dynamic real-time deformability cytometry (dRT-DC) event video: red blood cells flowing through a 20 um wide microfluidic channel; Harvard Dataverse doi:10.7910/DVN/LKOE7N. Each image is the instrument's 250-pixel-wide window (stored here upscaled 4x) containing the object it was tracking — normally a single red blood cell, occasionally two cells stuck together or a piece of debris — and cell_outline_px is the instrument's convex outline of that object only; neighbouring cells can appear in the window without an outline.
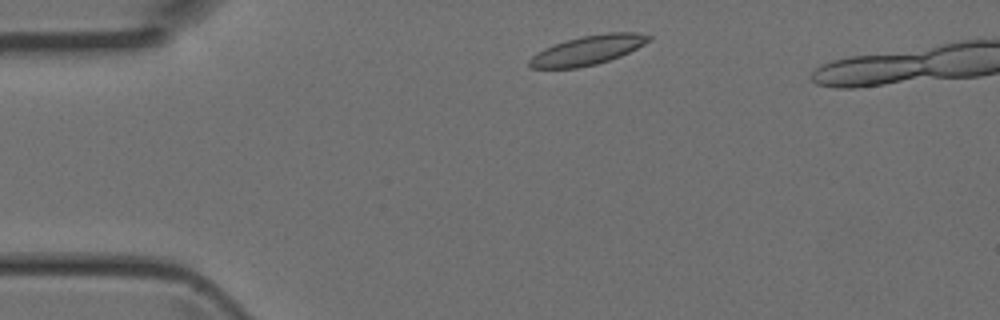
{"species": "Egyptian fruit bat (a non-hibernating species)", "species_latin": "Rousettus aegyptiacus", "temperature_condition": "room temperature", "stored_images_in_passage": 4, "segment_of_instrument_passage": [2, 2], "camera_frame_rate_fps": 3000, "um_per_image_px": 0.085, "animal": {"sex": "female"}, "frame": {"image": 1, "passage_image": 4, "time_ms": 1.0, "image_size_px": [1000, 320], "cell_outline_px": [[652, 40], [620, 56], [596, 64], [576, 68], [528, 68], [528, 60], [536, 52], [544, 48], [568, 40], [584, 36], [608, 32], [640, 32], [652, 36]], "centroid_in_image_um": [49.96, 4.26], "position_along_channel_um": 35.0, "area_um2": 20.23}}